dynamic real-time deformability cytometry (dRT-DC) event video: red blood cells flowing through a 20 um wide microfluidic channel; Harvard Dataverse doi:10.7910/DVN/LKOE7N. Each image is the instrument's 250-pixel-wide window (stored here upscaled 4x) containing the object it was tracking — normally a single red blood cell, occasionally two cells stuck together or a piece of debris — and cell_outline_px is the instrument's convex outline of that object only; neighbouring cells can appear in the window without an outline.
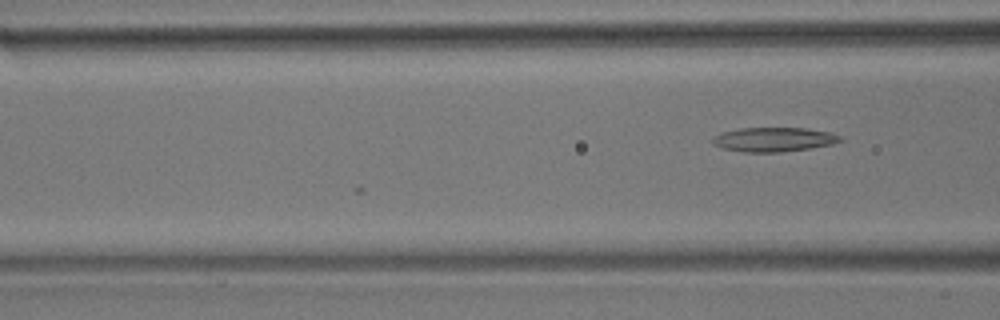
{"species": "common noctule bat (a hibernating species)", "species_latin": "Nyctalus noctula", "temperature_condition": "room temperature", "stored_images_in_passage": 14, "camera_frame_rate_fps": 3000, "um_per_image_px": 0.085, "animal": {"sex": "male", "body_mass_g": 17.9}, "frame": {"image": 1, "passage_image": 14, "time_ms": 4.333, "image_size_px": [1000, 320], "cell_outline_px": [[844, 140], [832, 144], [808, 148], [780, 152], [744, 152], [724, 148], [712, 144], [712, 136], [724, 132], [740, 128], [808, 128], [828, 132], [840, 136]], "centroid_in_image_um": [65.76, 11.85], "position_along_channel_um": 100.8, "area_um2": 17.92}}